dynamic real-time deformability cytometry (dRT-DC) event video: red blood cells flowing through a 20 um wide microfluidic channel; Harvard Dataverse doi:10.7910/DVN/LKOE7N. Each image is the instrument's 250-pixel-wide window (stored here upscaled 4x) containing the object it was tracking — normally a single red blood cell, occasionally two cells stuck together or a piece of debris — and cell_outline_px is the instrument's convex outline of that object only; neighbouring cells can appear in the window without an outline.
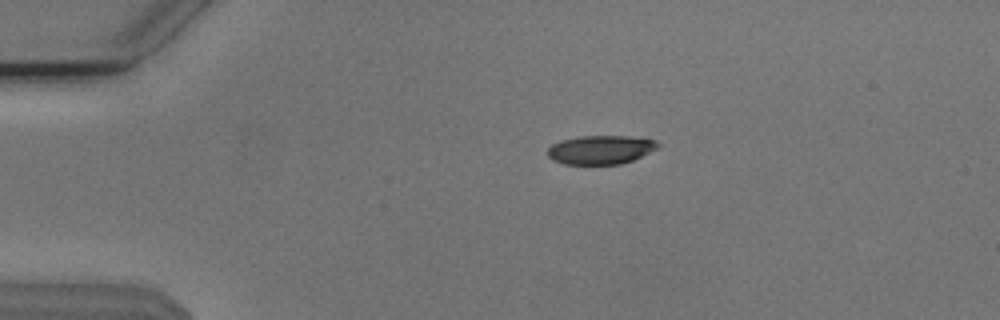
{"species": "Egyptian fruit bat (a non-hibernating species)", "species_latin": "Rousettus aegyptiacus", "temperature_condition": "cold", "stored_images_in_passage": 44, "camera_frame_rate_fps": 3000, "um_per_image_px": 0.085, "animal": {"sex": "male"}, "frame": {"image": 1, "passage_image": 1, "time_ms": 0.0, "image_size_px": [1000, 320], "cell_outline_px": [[660, 144], [656, 148], [632, 160], [620, 164], [564, 164], [552, 160], [548, 156], [548, 148], [552, 144], [560, 140], [580, 136], [628, 136], [656, 140]], "centroid_in_image_um": [51.01, 12.72], "position_along_channel_um": 34.0, "area_um2": 18.38}}
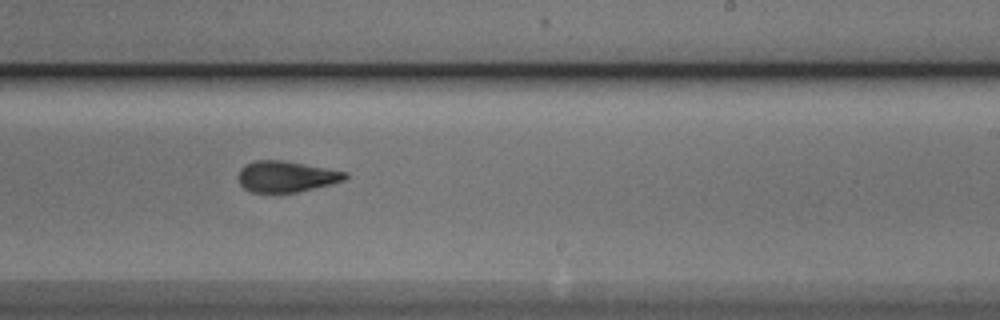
{"frame": {"image": 2, "passage_image": 23, "time_ms": 7.333, "image_size_px": [1000, 320], "cell_outline_px": [[348, 176], [344, 180], [332, 184], [296, 192], [252, 192], [244, 188], [240, 184], [236, 176], [240, 168], [244, 164], [256, 160], [284, 160], [348, 172]], "centroid_in_image_um": [24.3, 14.99], "position_along_channel_um": 264.7, "area_um2": 19.48}}
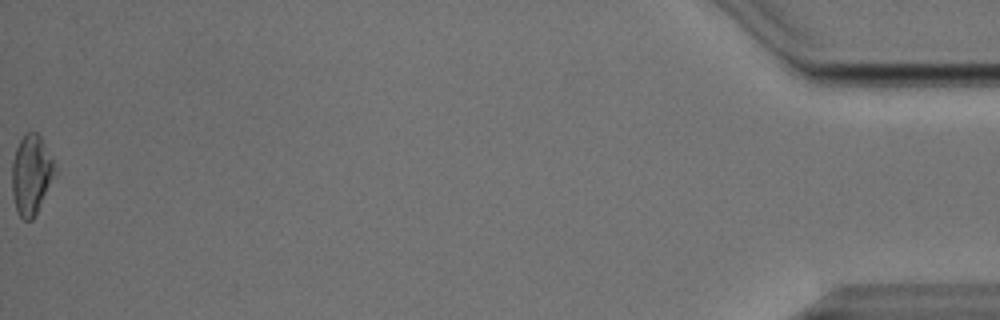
{"frame": {"image": 3, "passage_image": 44, "time_ms": 14.333, "image_size_px": [1000, 320], "cell_outline_px": [[56, 176], [32, 220], [24, 220], [16, 212], [12, 196], [12, 164], [16, 148], [24, 132], [36, 132], [40, 136], [52, 160], [56, 172]], "centroid_in_image_um": [2.64, 14.87], "position_along_channel_um": 432.6, "area_um2": 19.88}, "authors_computed_cell_mechanics": {"area_um2": 19.7676, "velocity_mm_per_s": 3.8156, "shape_relaxation_time_tau1_ms": 3.627, "shape_relaxation_time_tau2_ms": 3.0747, "deformation_change_tau1": 0.1331, "deformation_change_tau2": 0.0861}}